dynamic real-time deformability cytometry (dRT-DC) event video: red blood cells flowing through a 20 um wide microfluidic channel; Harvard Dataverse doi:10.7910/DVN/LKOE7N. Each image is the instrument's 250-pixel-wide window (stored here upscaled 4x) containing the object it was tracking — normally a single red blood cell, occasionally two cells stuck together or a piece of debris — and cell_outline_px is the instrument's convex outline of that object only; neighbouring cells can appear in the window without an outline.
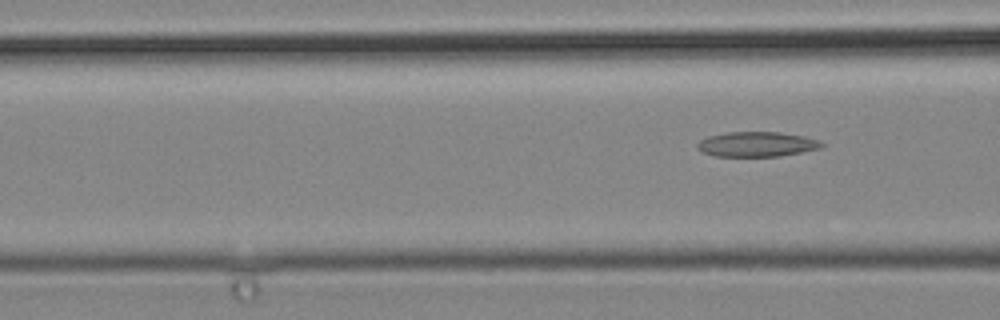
{"species": "common noctule bat (a hibernating species)", "species_latin": "Nyctalus noctula", "temperature_condition": "cold", "stored_images_in_passage": 6, "camera_frame_rate_fps": 3000, "um_per_image_px": 0.085, "animal": {"sex": "male", "body_mass_g": 19.2, "forearm_length_mm": 51.8}, "frame": {"image": 1, "passage_image": 6, "time_ms": 1.667, "image_size_px": [1000, 320], "cell_outline_px": [[824, 144], [820, 148], [780, 156], [716, 156], [700, 152], [696, 148], [696, 144], [700, 140], [708, 136], [728, 132], [780, 132], [804, 136], [820, 140]], "centroid_in_image_um": [64.29, 12.26], "position_along_channel_um": 102.3, "area_um2": 18.09}}